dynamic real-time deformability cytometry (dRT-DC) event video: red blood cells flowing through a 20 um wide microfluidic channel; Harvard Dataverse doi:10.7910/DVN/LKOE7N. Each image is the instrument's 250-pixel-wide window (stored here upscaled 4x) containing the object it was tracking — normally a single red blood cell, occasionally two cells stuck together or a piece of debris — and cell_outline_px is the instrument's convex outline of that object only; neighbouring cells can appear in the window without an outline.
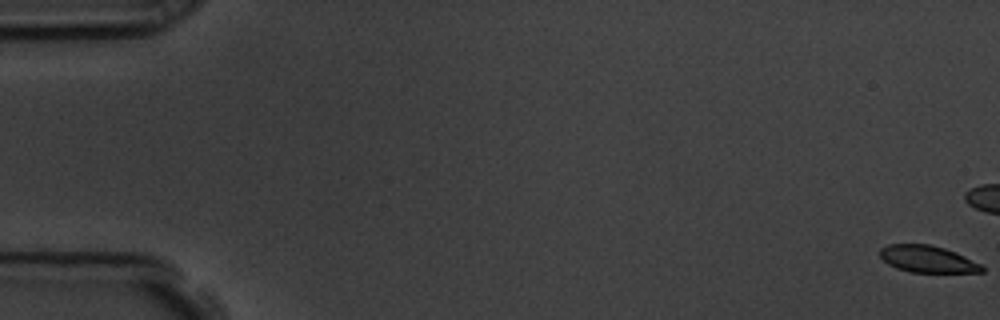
{"species": "common noctule bat (a hibernating species)", "species_latin": "Nyctalus noctula", "temperature_condition": "room temperature", "stored_images_in_passage": 21, "camera_frame_rate_fps": 3000, "um_per_image_px": 0.085, "animal": {"sex": "male", "body_mass_g": 19.5, "forearm_length_mm": 54.6}, "frame": {"image": 1, "passage_image": 1, "time_ms": 0.0, "image_size_px": [1000, 320], "cell_outline_px": [[984, 272], [912, 272], [896, 268], [888, 264], [880, 256], [880, 248], [888, 244], [928, 244], [944, 248], [956, 252], [980, 264], [984, 268]], "centroid_in_image_um": [78.82, 22.01], "position_along_channel_um": 6.2, "area_um2": 15.84}}